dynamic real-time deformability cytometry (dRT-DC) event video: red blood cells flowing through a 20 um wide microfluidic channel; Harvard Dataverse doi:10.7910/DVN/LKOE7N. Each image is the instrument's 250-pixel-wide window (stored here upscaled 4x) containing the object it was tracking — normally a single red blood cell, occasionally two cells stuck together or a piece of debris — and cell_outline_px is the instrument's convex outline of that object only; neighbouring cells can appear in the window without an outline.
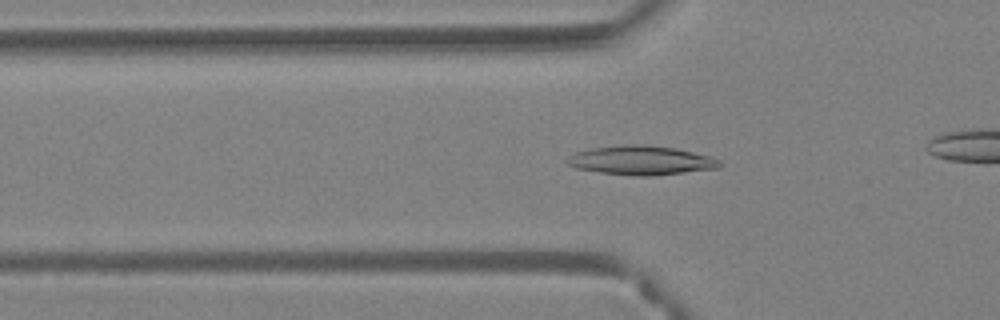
{"species": "Egyptian fruit bat (a non-hibernating species)", "species_latin": "Rousettus aegyptiacus", "temperature_condition": "warm", "stored_images_in_passage": 36, "camera_frame_rate_fps": 3000, "um_per_image_px": 0.085, "animal": {"sex": "female"}, "frame": {"image": 1, "passage_image": 11, "time_ms": 3.333, "image_size_px": [1000, 320], "cell_outline_px": [[724, 164], [720, 168], [652, 176], [636, 176], [600, 172], [576, 168], [568, 164], [564, 160], [568, 156], [576, 152], [592, 148], [624, 144], [644, 144], [676, 148], [712, 156], [720, 160]], "centroid_in_image_um": [54.54, 13.62], "position_along_channel_um": 71.3, "area_um2": 26.18}}
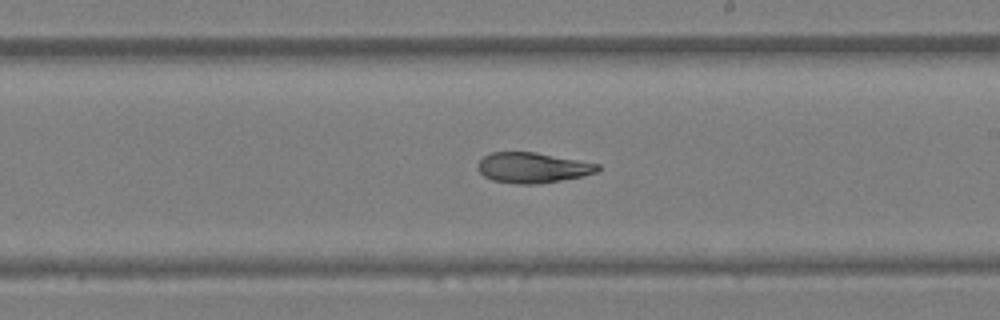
{"frame": {"image": 2, "passage_image": 24, "time_ms": 7.667, "image_size_px": [1000, 320], "cell_outline_px": [[600, 168], [596, 172], [584, 176], [536, 184], [520, 184], [492, 180], [484, 176], [476, 168], [476, 164], [484, 156], [492, 152], [536, 152], [600, 164]], "centroid_in_image_um": [45.26, 14.25], "position_along_channel_um": 243.7, "area_um2": 21.21}}
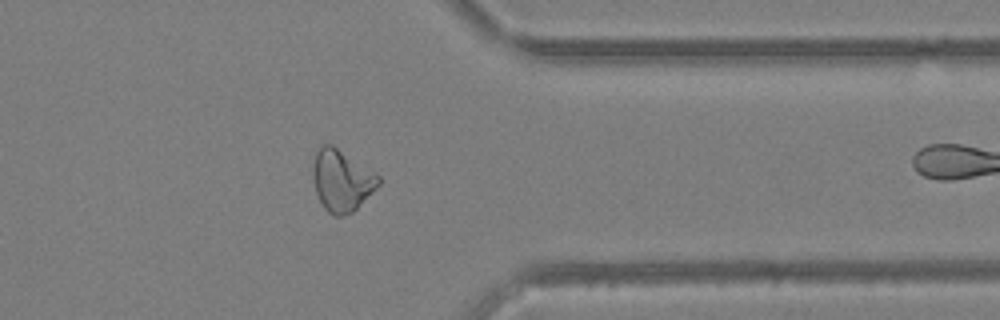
{"frame": {"image": 3, "passage_image": 35, "time_ms": 11.333, "image_size_px": [1000, 320], "cell_outline_px": [[380, 184], [352, 212], [340, 216], [332, 216], [324, 208], [316, 192], [312, 176], [312, 168], [316, 152], [324, 144], [332, 144], [380, 176]], "centroid_in_image_um": [29.02, 15.34], "position_along_channel_um": 382.4, "area_um2": 23.24}}